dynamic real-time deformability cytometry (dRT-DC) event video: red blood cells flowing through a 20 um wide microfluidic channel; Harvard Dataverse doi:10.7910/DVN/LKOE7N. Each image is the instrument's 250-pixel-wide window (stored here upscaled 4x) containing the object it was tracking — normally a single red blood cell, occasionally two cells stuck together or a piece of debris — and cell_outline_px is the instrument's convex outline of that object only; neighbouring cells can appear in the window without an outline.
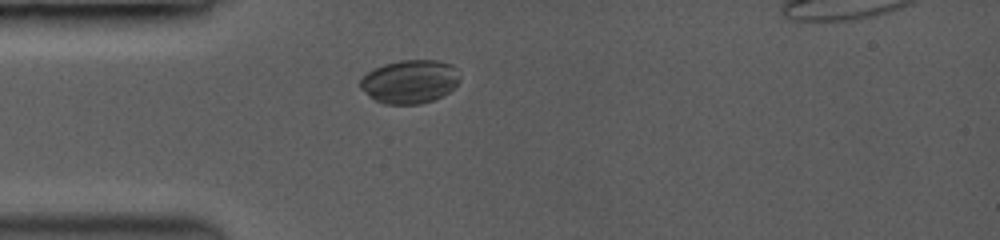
{"species": "common noctule bat (a hibernating species)", "species_latin": "Nyctalus noctula", "temperature_condition": "room temperature", "stored_images_in_passage": 41, "camera_frame_rate_fps": 3500, "um_per_image_px": 0.085, "animal": {"sex": "female", "body_mass_g": 19.0, "forearm_length_mm": 53.3}, "frame": {"image": 1, "passage_image": 1, "time_ms": 0.0, "image_size_px": [1000, 240], "cell_outline_px": [[456, 84], [448, 92], [432, 100], [416, 104], [384, 104], [376, 100], [360, 88], [360, 80], [368, 72], [384, 64], [400, 60], [436, 60], [452, 64], [456, 68]], "centroid_in_image_um": [34.8, 6.92], "position_along_channel_um": 50.2, "area_um2": 24.68}}
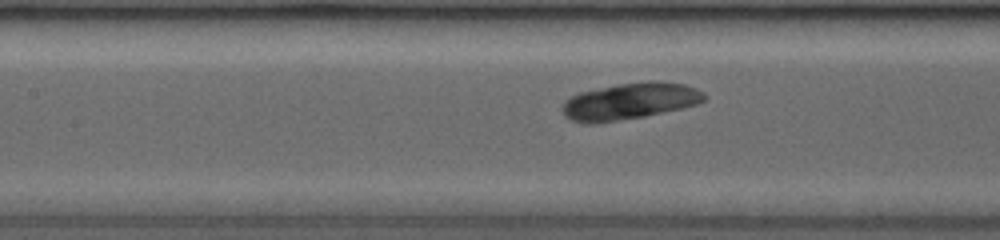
{"frame": {"image": 2, "passage_image": 11, "time_ms": 2.857, "image_size_px": [1000, 240], "cell_outline_px": [[704, 100], [680, 108], [644, 116], [592, 124], [584, 124], [572, 120], [564, 116], [564, 104], [572, 96], [580, 92], [620, 84], [648, 80], [656, 80], [684, 84], [696, 88], [704, 96]], "centroid_in_image_um": [53.51, 8.6], "position_along_channel_um": 153.9, "area_um2": 29.59}}
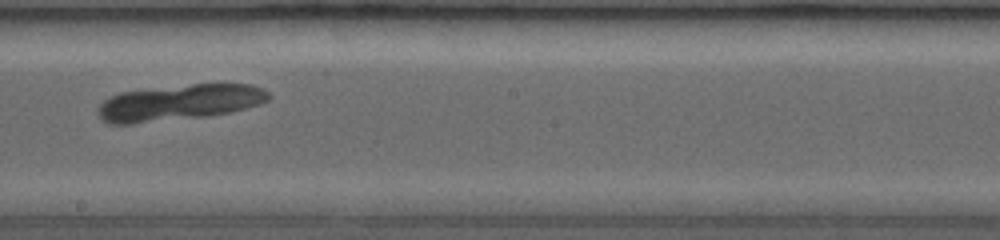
{"frame": {"image": 3, "passage_image": 18, "time_ms": 4.857, "image_size_px": [1000, 240], "cell_outline_px": [[268, 100], [244, 108], [228, 112], [204, 116], [132, 124], [108, 124], [100, 116], [100, 104], [104, 100], [112, 96], [124, 92], [192, 84], [252, 84], [268, 92]], "centroid_in_image_um": [15.23, 8.72], "position_along_channel_um": 233.0, "area_um2": 34.8}}